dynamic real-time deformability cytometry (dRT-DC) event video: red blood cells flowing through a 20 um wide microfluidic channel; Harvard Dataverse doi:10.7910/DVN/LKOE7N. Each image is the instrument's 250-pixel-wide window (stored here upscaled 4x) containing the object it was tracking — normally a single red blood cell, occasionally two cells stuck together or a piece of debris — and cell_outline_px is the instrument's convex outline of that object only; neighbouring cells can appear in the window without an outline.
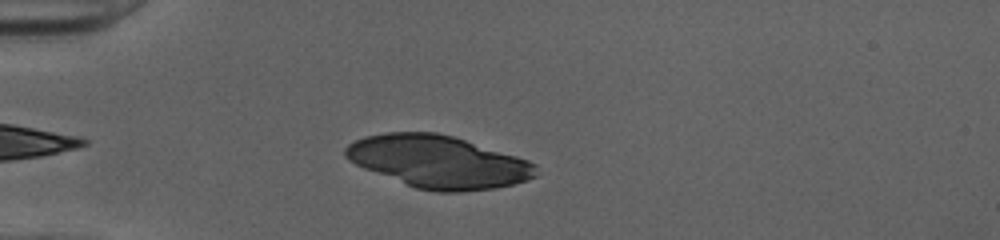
{"species": "human", "species_latin": "Homo sapiens", "temperature_condition": "cold", "stored_images_in_passage": 39, "camera_frame_rate_fps": 3000, "um_per_image_px": 0.085, "donor": {"sex": "female"}, "frame": {"image": 1, "passage_image": 6, "time_ms": 1.667, "image_size_px": [1000, 240], "cell_outline_px": [[536, 176], [512, 184], [496, 188], [460, 192], [436, 192], [416, 188], [364, 168], [348, 160], [344, 156], [344, 148], [348, 144], [364, 136], [388, 132], [436, 132], [452, 136], [516, 156], [528, 160], [536, 164]], "centroid_in_image_um": [37.22, 13.75], "position_along_channel_um": 47.8, "area_um2": 57.8}}